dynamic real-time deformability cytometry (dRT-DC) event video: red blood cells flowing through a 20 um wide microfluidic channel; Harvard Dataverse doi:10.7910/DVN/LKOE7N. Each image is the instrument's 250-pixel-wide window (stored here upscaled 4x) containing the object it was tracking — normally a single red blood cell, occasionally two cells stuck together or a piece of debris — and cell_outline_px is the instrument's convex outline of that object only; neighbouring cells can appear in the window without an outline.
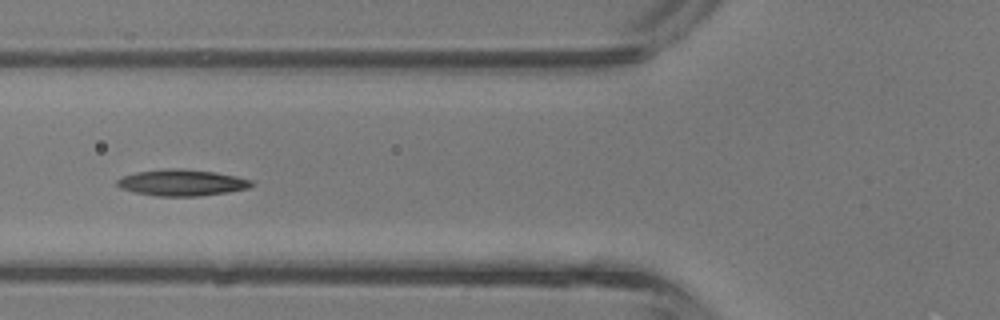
{"species": "common noctule bat (a hibernating species)", "species_latin": "Nyctalus noctula", "temperature_condition": "room temperature", "stored_images_in_passage": 6, "camera_frame_rate_fps": 3000, "um_per_image_px": 0.085, "animal": {"sex": "male", "body_mass_g": 13.3}, "frame": {"image": 1, "passage_image": 5, "time_ms": 1.333, "image_size_px": [1000, 320], "cell_outline_px": [[252, 184], [248, 188], [228, 192], [200, 196], [156, 196], [136, 192], [120, 188], [116, 184], [116, 180], [124, 176], [136, 172], [164, 168], [184, 168], [216, 172], [236, 176], [252, 180]], "centroid_in_image_um": [15.45, 15.51], "position_along_channel_um": 110.4, "area_um2": 20.69}}
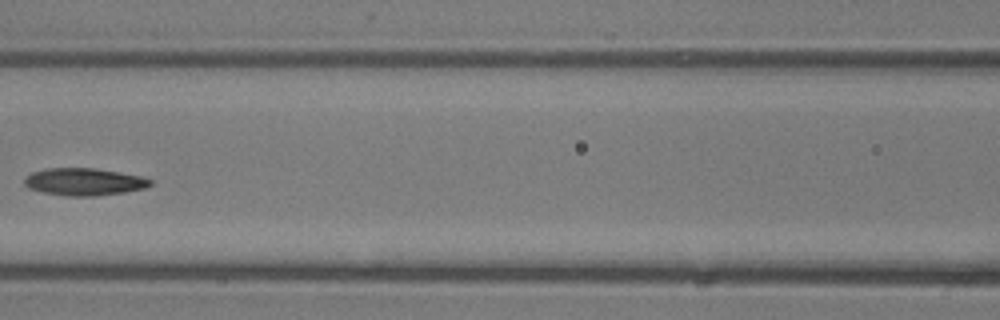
{"frame": {"image": 2, "passage_image": 6, "time_ms": 1.667, "image_size_px": [1000, 320], "cell_outline_px": [[152, 184], [144, 188], [124, 192], [96, 196], [68, 196], [44, 192], [28, 188], [24, 184], [24, 180], [32, 172], [44, 168], [96, 168], [120, 172], [140, 176], [152, 180]], "centroid_in_image_um": [7.15, 15.44], "position_along_channel_um": 159.5, "area_um2": 20.0}}